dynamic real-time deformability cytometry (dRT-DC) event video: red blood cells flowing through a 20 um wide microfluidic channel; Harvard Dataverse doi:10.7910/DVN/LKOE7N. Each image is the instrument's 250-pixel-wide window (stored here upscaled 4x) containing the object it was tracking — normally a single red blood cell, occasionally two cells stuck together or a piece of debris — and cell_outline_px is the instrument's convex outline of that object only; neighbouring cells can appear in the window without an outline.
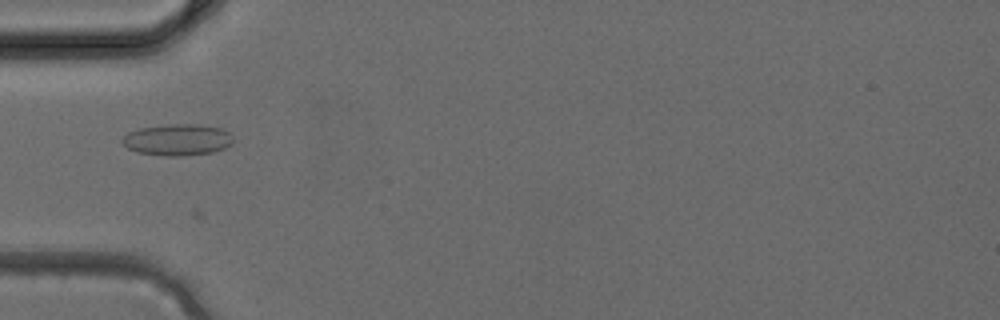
{"species": "common noctule bat (a hibernating species)", "species_latin": "Nyctalus noctula", "temperature_condition": "cold", "stored_images_in_passage": 4, "camera_frame_rate_fps": 3000, "um_per_image_px": 0.085, "animal": {"sex": "female", "body_mass_g": 24.6, "forearm_length_mm": 56.2}, "frame": {"image": 1, "passage_image": 3, "time_ms": 0.667, "image_size_px": [1000, 320], "cell_outline_px": [[232, 144], [224, 148], [212, 152], [184, 156], [168, 156], [136, 152], [128, 148], [120, 140], [128, 132], [140, 128], [168, 124], [200, 124], [220, 128], [228, 132], [232, 136]], "centroid_in_image_um": [15.08, 11.88], "position_along_channel_um": 69.9, "area_um2": 20.35}}